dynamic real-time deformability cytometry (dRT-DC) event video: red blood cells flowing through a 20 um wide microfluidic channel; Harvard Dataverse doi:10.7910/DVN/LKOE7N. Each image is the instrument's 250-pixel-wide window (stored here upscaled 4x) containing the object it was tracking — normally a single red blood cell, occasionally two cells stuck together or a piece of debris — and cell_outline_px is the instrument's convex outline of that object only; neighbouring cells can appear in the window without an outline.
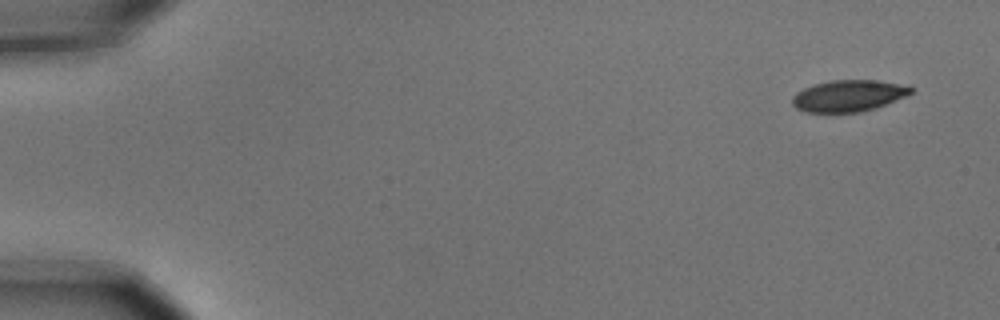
{"species": "common noctule bat (a hibernating species)", "species_latin": "Nyctalus noctula", "temperature_condition": "cold", "stored_images_in_passage": 5, "camera_frame_rate_fps": 3000, "um_per_image_px": 0.085, "animal": {"sex": "male", "body_mass_g": 15.6}, "frame": {"image": 1, "passage_image": 1, "time_ms": 0.0, "image_size_px": [1000, 320], "cell_outline_px": [[912, 92], [904, 96], [876, 108], [860, 112], [804, 112], [796, 108], [792, 104], [792, 96], [796, 92], [804, 88], [816, 84], [832, 80], [880, 80], [908, 84], [912, 88]], "centroid_in_image_um": [72.13, 8.13], "position_along_channel_um": 12.9, "area_um2": 21.85}}